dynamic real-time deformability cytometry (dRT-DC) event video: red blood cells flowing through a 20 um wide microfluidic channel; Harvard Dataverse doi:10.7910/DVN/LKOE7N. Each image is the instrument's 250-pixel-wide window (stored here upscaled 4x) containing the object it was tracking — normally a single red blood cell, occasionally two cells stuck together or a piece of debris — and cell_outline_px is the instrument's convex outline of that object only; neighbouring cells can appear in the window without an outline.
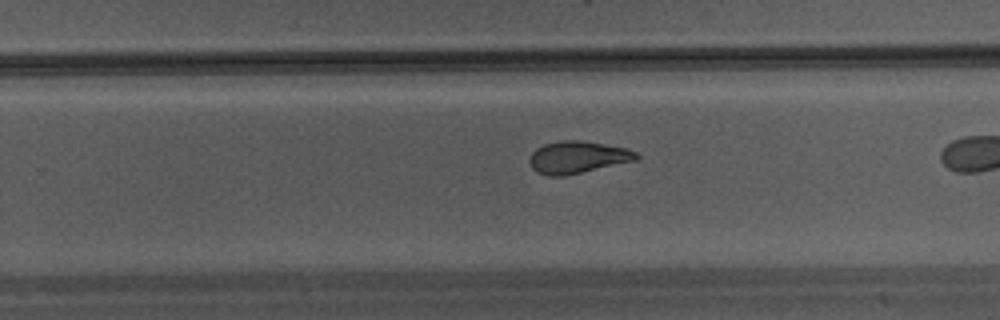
{"species": "Egyptian fruit bat (a non-hibernating species)", "species_latin": "Rousettus aegyptiacus", "temperature_condition": "warm", "stored_images_in_passage": 25, "camera_frame_rate_fps": 3000, "um_per_image_px": 0.085, "animal": {"sex": "male"}, "frame": {"image": 1, "passage_image": 18, "time_ms": 5.667, "image_size_px": [1000, 320], "cell_outline_px": [[640, 156], [636, 160], [564, 176], [548, 176], [536, 172], [532, 168], [528, 160], [532, 152], [536, 148], [544, 144], [564, 140], [580, 140], [628, 148], [636, 152]], "centroid_in_image_um": [49.07, 13.36], "position_along_channel_um": 280.7, "area_um2": 20.0}}